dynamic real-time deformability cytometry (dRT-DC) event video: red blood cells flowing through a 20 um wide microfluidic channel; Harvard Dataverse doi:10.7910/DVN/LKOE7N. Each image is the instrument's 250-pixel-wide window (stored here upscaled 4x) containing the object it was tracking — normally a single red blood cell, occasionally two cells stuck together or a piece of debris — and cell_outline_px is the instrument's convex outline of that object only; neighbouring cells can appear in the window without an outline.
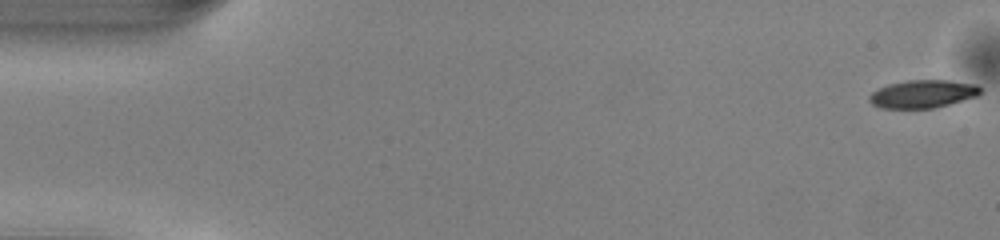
{"species": "common noctule bat (a hibernating species)", "species_latin": "Nyctalus noctula", "temperature_condition": "warm", "stored_images_in_passage": 51, "camera_frame_rate_fps": 3000, "um_per_image_px": 0.085, "animal": {"sex": "male", "body_mass_g": 13.0, "forearm_length_mm": 53.1}, "frame": {"image": 1, "passage_image": 1, "time_ms": 0.0, "image_size_px": [1000, 240], "cell_outline_px": [[980, 92], [976, 96], [936, 108], [880, 108], [872, 104], [868, 100], [868, 96], [872, 92], [888, 84], [908, 80], [948, 80], [976, 84], [980, 88]], "centroid_in_image_um": [78.41, 7.98], "position_along_channel_um": 6.6, "area_um2": 18.03}}
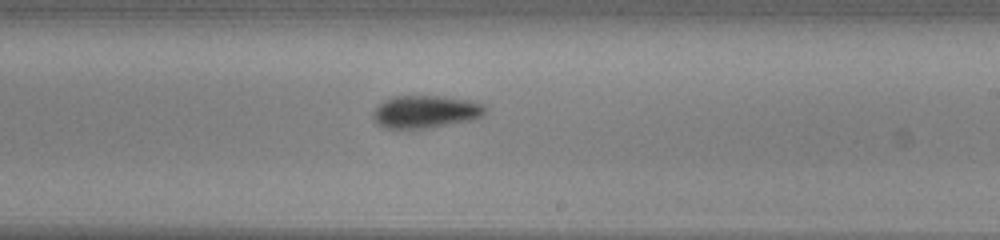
{"frame": {"image": 2, "passage_image": 30, "time_ms": 9.667, "image_size_px": [1000, 240], "cell_outline_px": [[484, 116], [472, 120], [424, 128], [388, 128], [380, 124], [372, 116], [376, 108], [384, 100], [392, 96], [444, 96], [468, 100], [484, 104]], "centroid_in_image_um": [36.2, 9.48], "position_along_channel_um": 252.8, "area_um2": 20.98}}
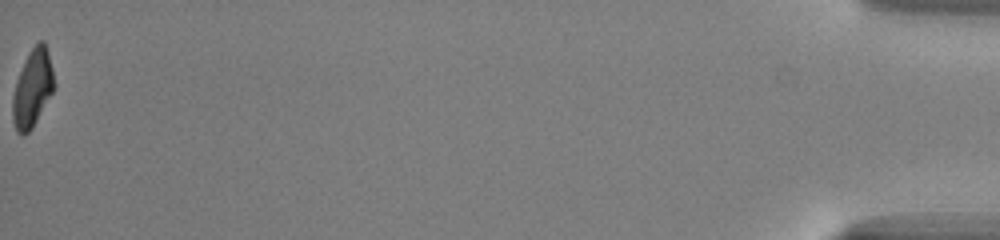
{"frame": {"image": 3, "passage_image": 51, "time_ms": 16.667, "image_size_px": [1000, 240], "cell_outline_px": [[56, 84], [52, 92], [32, 128], [24, 136], [20, 136], [16, 132], [12, 120], [12, 96], [16, 80], [28, 52], [40, 40], [44, 40], [48, 52]], "centroid_in_image_um": [2.74, 7.52], "position_along_channel_um": 432.5, "area_um2": 18.84}, "authors_computed_cell_mechanics": {"area_um2": 19.9988, "velocity_mm_per_s": 4.0979, "shape_relaxation_time_tau1_ms": 2.411, "shape_relaxation_time_tau2_ms": null, "deformation_change_tau1": 0.1606, "deformation_change_tau2": null}}